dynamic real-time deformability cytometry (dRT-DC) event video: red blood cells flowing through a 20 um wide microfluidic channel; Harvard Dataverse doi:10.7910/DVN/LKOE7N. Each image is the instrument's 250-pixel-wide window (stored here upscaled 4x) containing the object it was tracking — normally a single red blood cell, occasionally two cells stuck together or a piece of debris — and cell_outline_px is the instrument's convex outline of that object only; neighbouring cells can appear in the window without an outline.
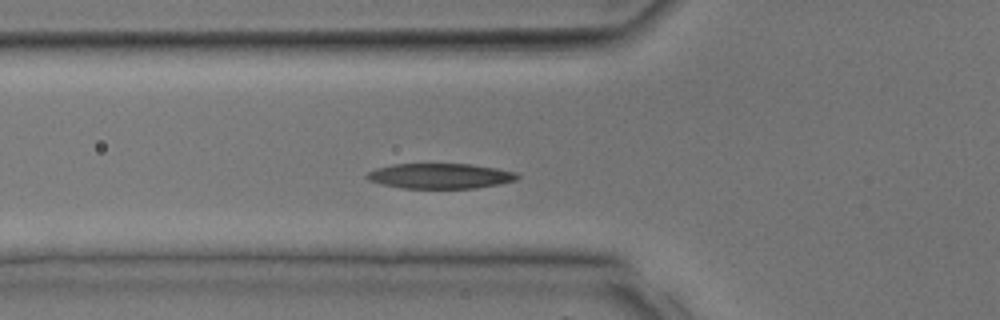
{"species": "common noctule bat (a hibernating species)", "species_latin": "Nyctalus noctula", "temperature_condition": "room temperature", "stored_images_in_passage": 27, "segment_of_instrument_passage": [1, 2], "camera_frame_rate_fps": 3000, "um_per_image_px": 0.085, "animal": {"sex": "male", "body_mass_g": 17.9, "forearm_length_mm": 54.2}, "frame": {"image": 1, "passage_image": 5, "time_ms": 1.333, "image_size_px": [1000, 320], "cell_outline_px": [[520, 176], [516, 180], [500, 184], [476, 188], [404, 188], [384, 184], [368, 180], [364, 176], [368, 172], [376, 168], [392, 164], [468, 164], [496, 168], [516, 172]], "centroid_in_image_um": [37.42, 14.95], "position_along_channel_um": 88.4, "area_um2": 22.02}}
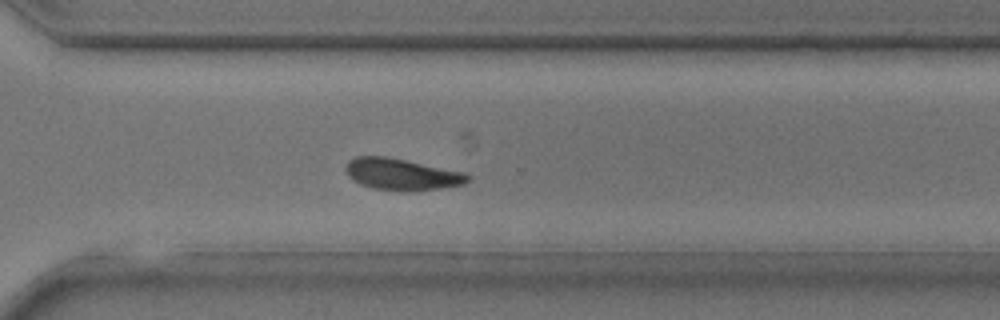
{"frame": {"image": 2, "passage_image": 17, "time_ms": 5.333, "image_size_px": [1000, 320], "cell_outline_px": [[472, 176], [464, 184], [440, 188], [408, 192], [404, 192], [372, 188], [360, 184], [352, 180], [348, 176], [344, 168], [348, 160], [356, 156], [388, 156], [468, 172]], "centroid_in_image_um": [34.16, 14.81], "position_along_channel_um": 336.4, "area_um2": 23.06}}
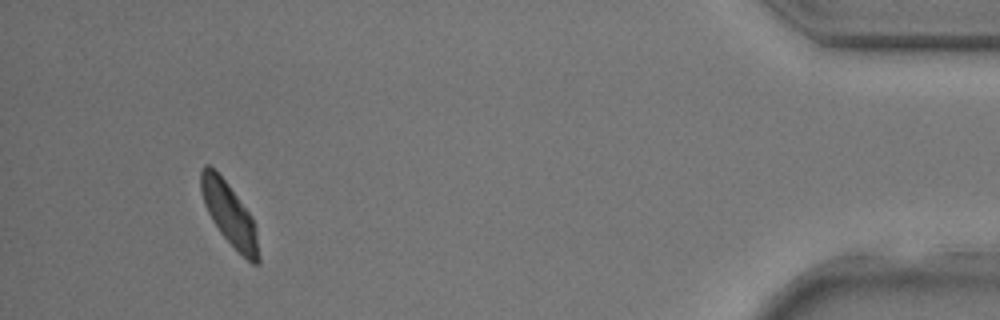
{"frame": {"image": 3, "passage_image": 24, "time_ms": 7.667, "image_size_px": [1000, 320], "cell_outline_px": [[260, 264], [252, 264], [220, 232], [212, 220], [204, 204], [200, 192], [200, 168], [204, 164], [208, 164], [228, 184], [252, 216], [256, 228], [260, 256]], "centroid_in_image_um": [19.49, 18.19], "position_along_channel_um": 415.7, "area_um2": 20.87}}